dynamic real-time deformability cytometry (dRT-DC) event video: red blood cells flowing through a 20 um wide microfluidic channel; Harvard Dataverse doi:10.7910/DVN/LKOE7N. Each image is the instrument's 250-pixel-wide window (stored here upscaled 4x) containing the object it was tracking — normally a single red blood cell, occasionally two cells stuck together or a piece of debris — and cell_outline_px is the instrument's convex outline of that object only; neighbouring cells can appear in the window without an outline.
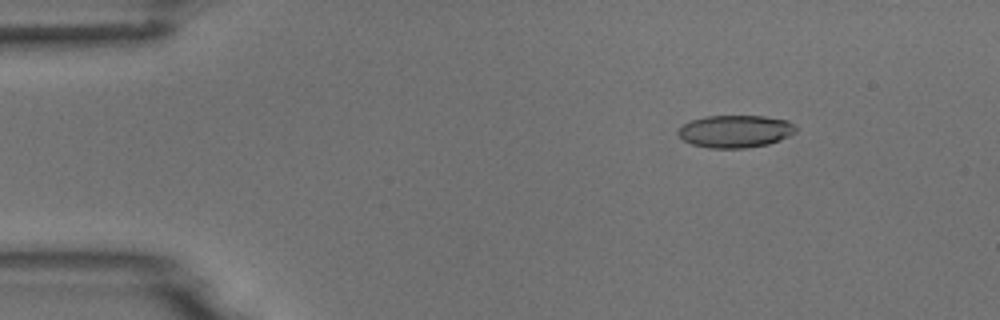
{"species": "common noctule bat (a hibernating species)", "species_latin": "Nyctalus noctula", "temperature_condition": "room temperature", "stored_images_in_passage": 5, "camera_frame_rate_fps": 3000, "um_per_image_px": 0.085, "animal": {"sex": "male", "body_mass_g": 18.8}, "frame": {"image": 1, "passage_image": 3, "time_ms": 0.667, "image_size_px": [1000, 320], "cell_outline_px": [[796, 132], [780, 140], [768, 144], [748, 148], [708, 148], [692, 144], [684, 140], [676, 132], [684, 124], [692, 120], [704, 116], [764, 116], [788, 120], [796, 124]], "centroid_in_image_um": [62.53, 11.16], "position_along_channel_um": 22.5, "area_um2": 22.37}}